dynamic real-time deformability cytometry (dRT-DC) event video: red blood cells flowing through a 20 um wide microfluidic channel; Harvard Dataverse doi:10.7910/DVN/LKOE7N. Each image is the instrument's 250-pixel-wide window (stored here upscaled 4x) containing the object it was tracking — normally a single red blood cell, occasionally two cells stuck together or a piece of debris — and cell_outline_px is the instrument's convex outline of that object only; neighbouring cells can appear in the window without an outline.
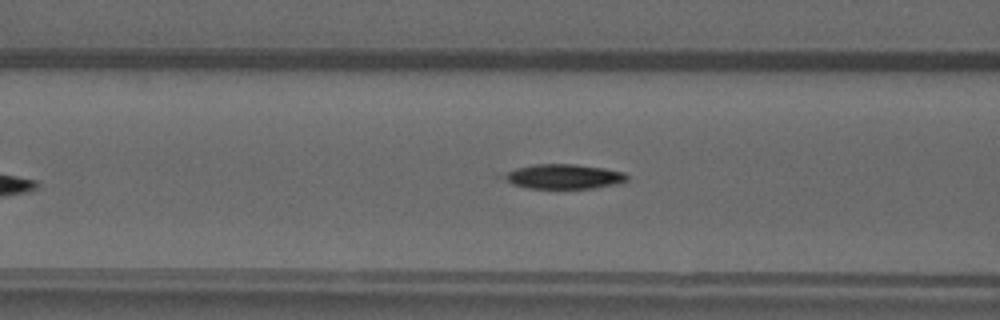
{"species": "common noctule bat (a hibernating species)", "species_latin": "Nyctalus noctula", "temperature_condition": "warm", "stored_images_in_passage": 38, "camera_frame_rate_fps": 3000, "um_per_image_px": 0.085, "animal": {"sex": "male", "forearm_length_mm": 52.5}, "frame": {"image": 1, "passage_image": 9, "time_ms": 2.667, "image_size_px": [1000, 320], "cell_outline_px": [[628, 180], [616, 184], [592, 188], [528, 188], [512, 184], [496, 176], [496, 172], [536, 164], [576, 164], [604, 168], [624, 172], [628, 176]], "centroid_in_image_um": [47.77, 14.99], "position_along_channel_um": 118.8, "area_um2": 18.15}}
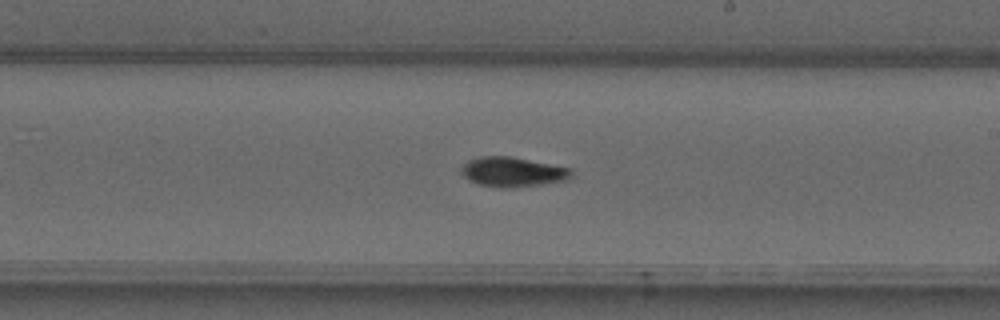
{"frame": {"image": 2, "passage_image": 18, "time_ms": 5.667, "image_size_px": [1000, 320], "cell_outline_px": [[572, 172], [564, 180], [516, 188], [500, 188], [480, 184], [468, 180], [460, 172], [460, 168], [468, 160], [480, 156], [512, 156], [568, 168]], "centroid_in_image_um": [43.48, 14.61], "position_along_channel_um": 245.5, "area_um2": 18.84}}
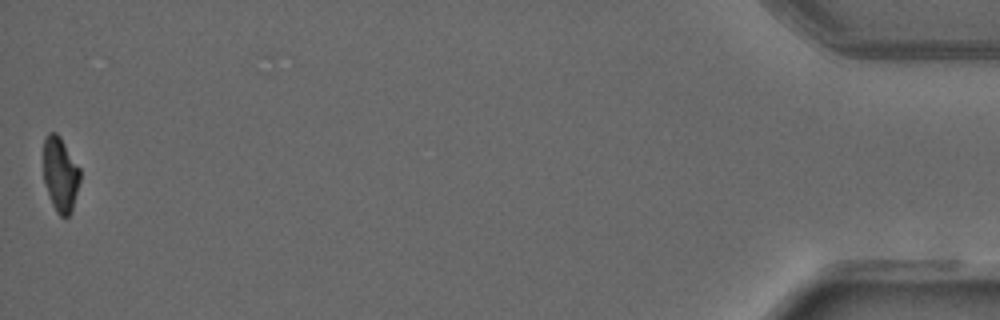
{"frame": {"image": 3, "passage_image": 38, "time_ms": 12.333, "image_size_px": [1000, 320], "cell_outline_px": [[80, 180], [72, 212], [68, 216], [60, 216], [56, 212], [52, 204], [44, 180], [44, 140], [48, 132], [56, 132], [60, 136], [80, 168]], "centroid_in_image_um": [5.14, 14.82], "position_along_channel_um": 430.1, "area_um2": 15.9}}